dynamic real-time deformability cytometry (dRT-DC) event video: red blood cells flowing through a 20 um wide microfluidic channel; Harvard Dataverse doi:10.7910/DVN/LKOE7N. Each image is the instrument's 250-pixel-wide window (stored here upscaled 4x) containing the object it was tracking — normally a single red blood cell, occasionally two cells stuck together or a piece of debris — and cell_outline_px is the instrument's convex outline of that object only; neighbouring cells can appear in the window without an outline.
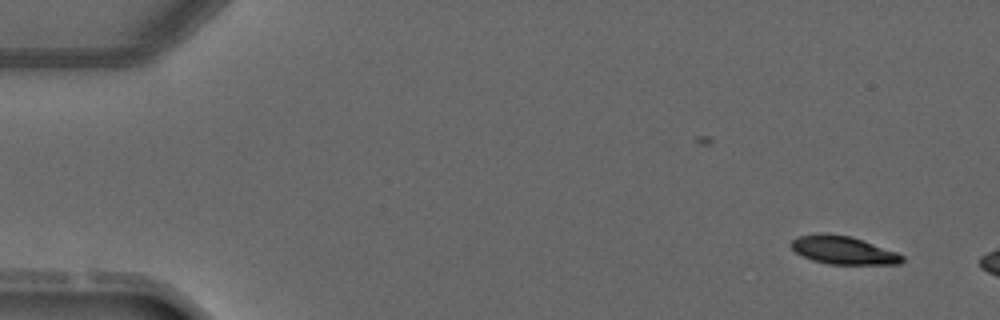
{"species": "common noctule bat (a hibernating species)", "species_latin": "Nyctalus noctula", "temperature_condition": "warm", "stored_images_in_passage": 2, "camera_frame_rate_fps": 3000, "um_per_image_px": 0.085, "animal": {"sex": "male", "forearm_length_mm": 52.5}, "frame": {"image": 1, "passage_image": 1, "time_ms": 0.0, "image_size_px": [1000, 320], "cell_outline_px": [[904, 260], [900, 264], [828, 264], [812, 260], [796, 252], [792, 248], [792, 240], [796, 236], [852, 236], [896, 252], [904, 256]], "centroid_in_image_um": [71.75, 21.31], "position_along_channel_um": 13.3, "area_um2": 17.4}}